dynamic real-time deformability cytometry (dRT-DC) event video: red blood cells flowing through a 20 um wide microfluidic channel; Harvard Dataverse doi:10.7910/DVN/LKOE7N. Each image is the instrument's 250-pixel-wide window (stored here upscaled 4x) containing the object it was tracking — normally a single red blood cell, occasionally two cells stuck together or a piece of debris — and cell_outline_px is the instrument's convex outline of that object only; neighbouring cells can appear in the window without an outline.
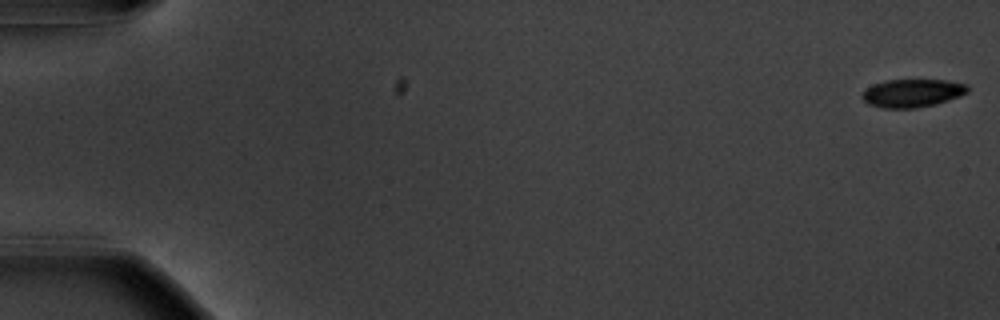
{"species": "common noctule bat (a hibernating species)", "species_latin": "Nyctalus noctula", "temperature_condition": "warm", "stored_images_in_passage": 56, "camera_frame_rate_fps": 3000, "um_per_image_px": 0.085, "animal": {"sex": "male", "body_mass_g": 20.1, "forearm_length_mm": 53.5}, "frame": {"image": 1, "passage_image": 1, "time_ms": 0.0, "image_size_px": [1000, 320], "cell_outline_px": [[968, 92], [960, 96], [936, 104], [916, 108], [884, 108], [868, 104], [864, 100], [864, 92], [872, 84], [884, 80], [948, 80], [968, 84]], "centroid_in_image_um": [77.59, 7.91], "position_along_channel_um": 7.4, "area_um2": 17.22}}
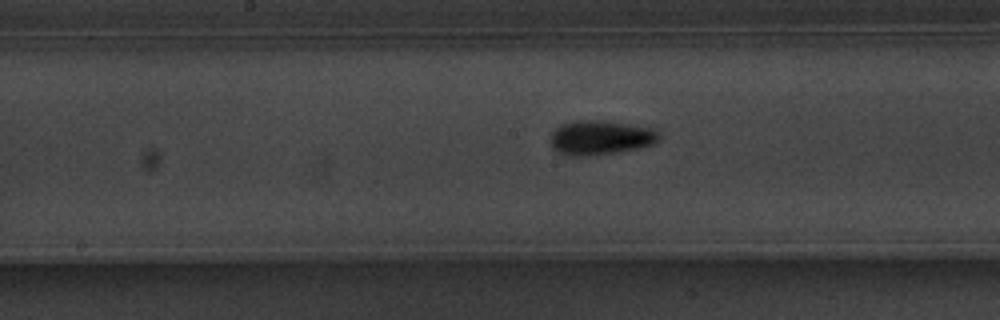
{"frame": {"image": 2, "passage_image": 30, "time_ms": 9.667, "image_size_px": [1000, 320], "cell_outline_px": [[660, 140], [656, 144], [616, 152], [588, 156], [568, 156], [556, 152], [552, 148], [552, 132], [556, 128], [564, 124], [580, 120], [600, 120], [656, 128], [660, 132]], "centroid_in_image_um": [51.09, 11.7], "position_along_channel_um": 197.1, "area_um2": 21.85}}
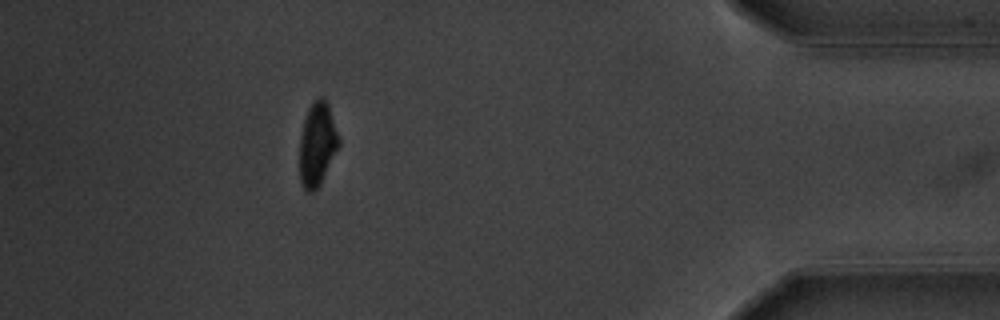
{"frame": {"image": 3, "passage_image": 51, "time_ms": 16.667, "image_size_px": [1000, 320], "cell_outline_px": [[340, 144], [320, 184], [312, 192], [308, 192], [304, 188], [300, 180], [300, 136], [304, 120], [308, 108], [320, 96], [324, 96], [328, 104], [340, 140]], "centroid_in_image_um": [26.97, 12.24], "position_along_channel_um": 408.2, "area_um2": 18.84}, "authors_computed_cell_mechanics": {"area_um2": 19.0162, "velocity_mm_per_s": 3.6601, "shape_relaxation_time_tau1_ms": 2.4937, "shape_relaxation_time_tau2_ms": null, "deformation_change_tau1": 0.1346, "deformation_change_tau2": null}}